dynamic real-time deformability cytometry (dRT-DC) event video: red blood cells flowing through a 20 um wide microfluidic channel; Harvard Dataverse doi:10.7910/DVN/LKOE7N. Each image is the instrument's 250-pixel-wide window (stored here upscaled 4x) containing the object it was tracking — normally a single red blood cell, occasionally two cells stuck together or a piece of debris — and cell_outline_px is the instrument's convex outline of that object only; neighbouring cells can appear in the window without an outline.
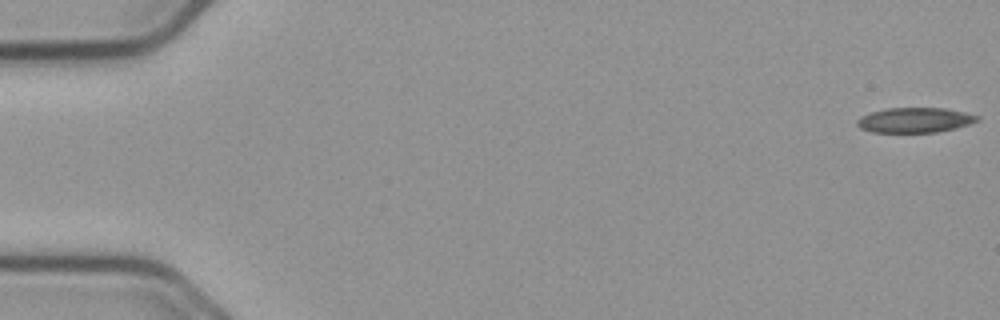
{"species": "common noctule bat (a hibernating species)", "species_latin": "Nyctalus noctula", "temperature_condition": "cold", "stored_images_in_passage": 10, "camera_frame_rate_fps": 3000, "um_per_image_px": 0.085, "animal": {"sex": "male", "body_mass_g": 23.1, "forearm_length_mm": 52.7}, "frame": {"image": 1, "passage_image": 1, "time_ms": 0.0, "image_size_px": [1000, 320], "cell_outline_px": [[980, 120], [956, 128], [936, 132], [872, 132], [860, 128], [856, 124], [856, 120], [860, 116], [872, 112], [888, 108], [944, 108], [964, 112], [980, 116]], "centroid_in_image_um": [77.75, 10.21], "position_along_channel_um": 7.2, "area_um2": 17.46}}